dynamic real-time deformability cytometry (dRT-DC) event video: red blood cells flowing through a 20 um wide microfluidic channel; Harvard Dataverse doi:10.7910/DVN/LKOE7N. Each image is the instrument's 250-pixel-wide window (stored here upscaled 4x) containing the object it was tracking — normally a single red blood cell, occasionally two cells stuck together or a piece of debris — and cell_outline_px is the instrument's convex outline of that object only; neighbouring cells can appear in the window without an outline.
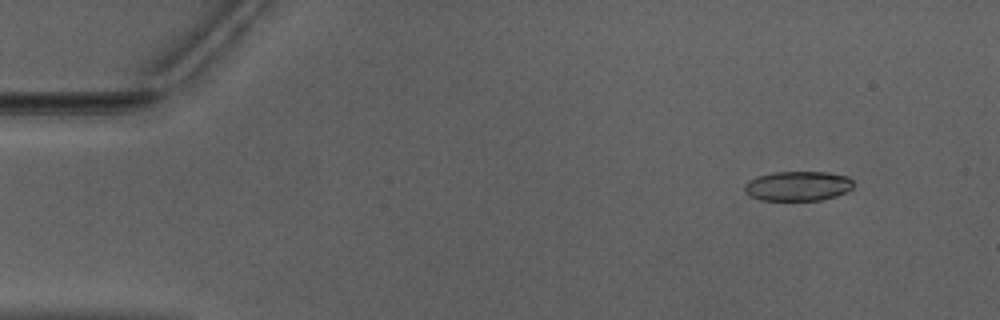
{"species": "Egyptian fruit bat (a non-hibernating species)", "species_latin": "Rousettus aegyptiacus", "temperature_condition": "warm", "stored_images_in_passage": 48, "camera_frame_rate_fps": 3000, "um_per_image_px": 0.085, "animal": {"sex": "male"}, "frame": {"image": 1, "passage_image": 1, "time_ms": 0.0, "image_size_px": [1000, 320], "cell_outline_px": [[852, 188], [836, 196], [820, 200], [760, 200], [744, 192], [744, 184], [748, 180], [756, 176], [772, 172], [828, 172], [848, 176], [852, 180]], "centroid_in_image_um": [67.78, 15.8], "position_along_channel_um": 17.2, "area_um2": 18.9}}
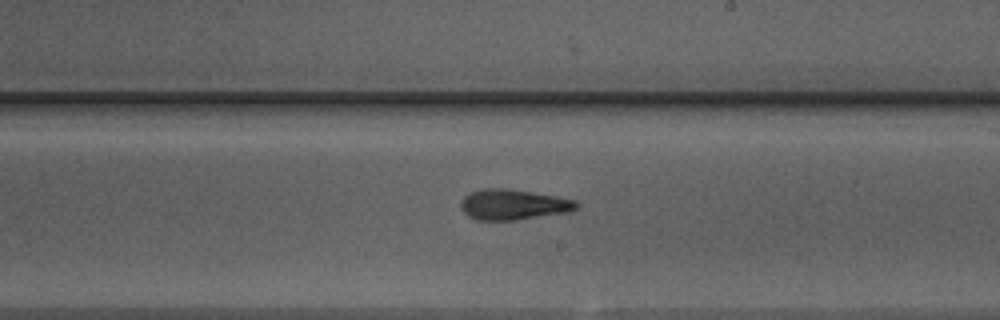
{"frame": {"image": 2, "passage_image": 26, "time_ms": 8.333, "image_size_px": [1000, 320], "cell_outline_px": [[580, 208], [572, 212], [516, 220], [476, 220], [468, 216], [464, 212], [460, 204], [460, 200], [464, 196], [472, 192], [484, 188], [504, 188], [556, 196], [576, 200], [580, 204]], "centroid_in_image_um": [43.68, 17.4], "position_along_channel_um": 245.3, "area_um2": 20.75}}
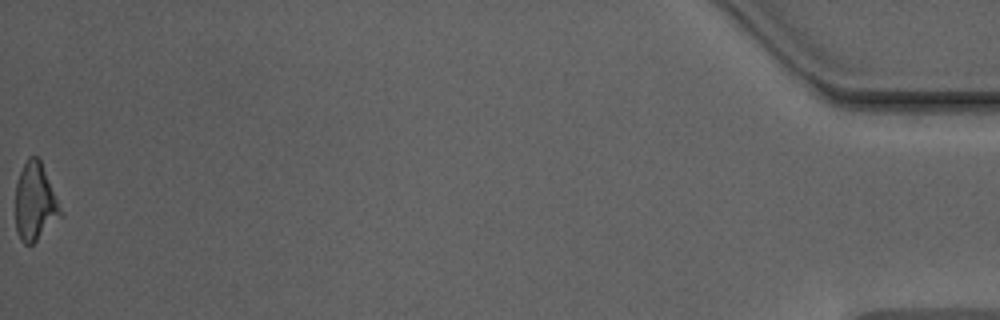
{"frame": {"image": 3, "passage_image": 48, "time_ms": 15.667, "image_size_px": [1000, 320], "cell_outline_px": [[64, 216], [32, 244], [24, 244], [20, 240], [16, 232], [16, 184], [20, 172], [28, 156], [36, 156], [40, 160]], "centroid_in_image_um": [2.98, 17.21], "position_along_channel_um": 432.2, "area_um2": 20.29}, "authors_computed_cell_mechanics": {"area_um2": 20.2878, "velocity_mm_per_s": 3.9748, "shape_relaxation_time_tau1_ms": 5.6466, "shape_relaxation_time_tau2_ms": 5.7816, "deformation_change_tau1": 0.2007, "deformation_change_tau2": 0.1561}}